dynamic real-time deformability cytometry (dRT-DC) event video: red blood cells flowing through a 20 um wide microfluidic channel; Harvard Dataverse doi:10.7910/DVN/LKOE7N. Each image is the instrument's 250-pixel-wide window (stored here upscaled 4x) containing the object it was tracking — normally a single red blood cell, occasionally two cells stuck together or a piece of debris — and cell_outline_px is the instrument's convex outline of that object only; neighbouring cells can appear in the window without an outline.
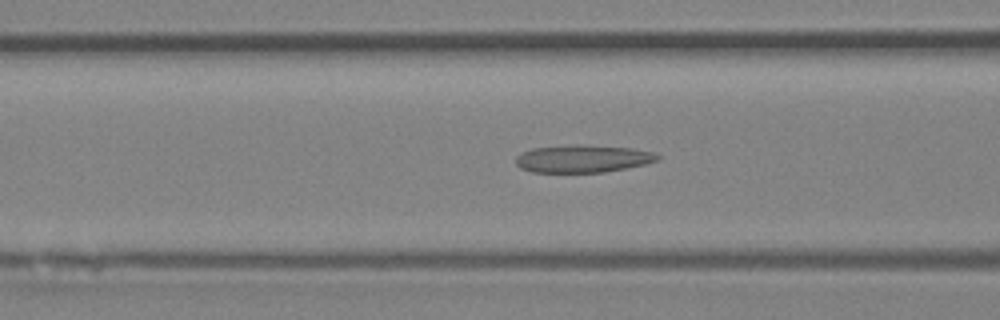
{"species": "Egyptian fruit bat (a non-hibernating species)", "species_latin": "Rousettus aegyptiacus", "temperature_condition": "room temperature", "stored_images_in_passage": 34, "camera_frame_rate_fps": 3000, "um_per_image_px": 0.085, "animal": {"sex": "female"}, "frame": {"image": 1, "passage_image": 9, "time_ms": 2.667, "image_size_px": [1000, 320], "cell_outline_px": [[660, 156], [656, 160], [644, 164], [604, 172], [532, 172], [520, 168], [516, 164], [516, 156], [520, 152], [532, 148], [572, 144], [628, 148], [652, 152]], "centroid_in_image_um": [49.44, 13.48], "position_along_channel_um": 117.2, "area_um2": 22.54}}
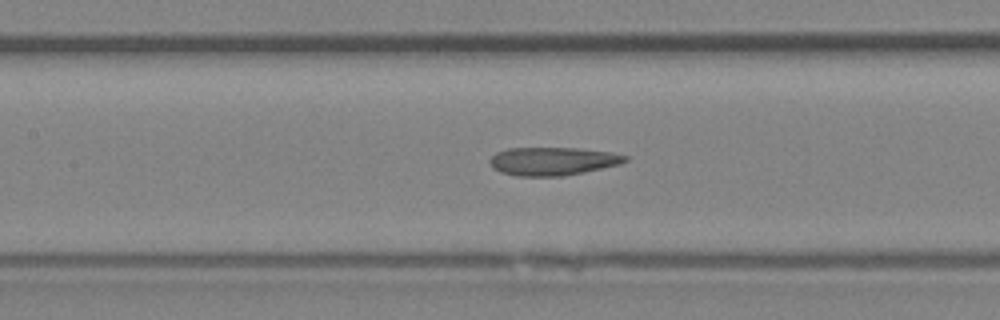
{"frame": {"image": 2, "passage_image": 12, "time_ms": 3.667, "image_size_px": [1000, 320], "cell_outline_px": [[628, 160], [620, 164], [584, 172], [564, 176], [516, 176], [500, 172], [492, 168], [488, 160], [496, 152], [508, 148], [580, 148], [612, 152], [628, 156]], "centroid_in_image_um": [46.97, 13.7], "position_along_channel_um": 160.4, "area_um2": 22.43}}
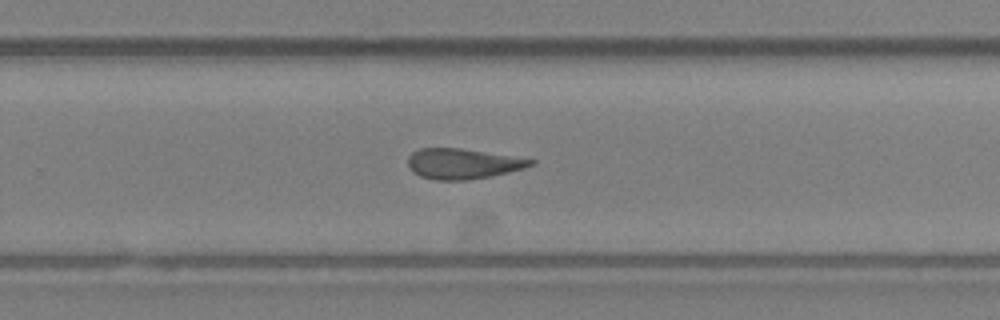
{"frame": {"image": 3, "passage_image": 21, "time_ms": 6.667, "image_size_px": [1000, 320], "cell_outline_px": [[536, 164], [524, 168], [508, 172], [488, 176], [464, 180], [436, 180], [420, 176], [412, 172], [408, 164], [408, 156], [412, 152], [420, 148], [460, 148], [536, 160]], "centroid_in_image_um": [39.3, 13.91], "position_along_channel_um": 290.5, "area_um2": 21.5}, "authors_computed_cell_mechanics": {"area_um2": 22.3975, "velocity_mm_per_s": 4.3406, "shape_relaxation_time_tau1_ms": null, "shape_relaxation_time_tau2_ms": 3.0772, "deformation_change_tau1": null, "deformation_change_tau2": 0.1266}}